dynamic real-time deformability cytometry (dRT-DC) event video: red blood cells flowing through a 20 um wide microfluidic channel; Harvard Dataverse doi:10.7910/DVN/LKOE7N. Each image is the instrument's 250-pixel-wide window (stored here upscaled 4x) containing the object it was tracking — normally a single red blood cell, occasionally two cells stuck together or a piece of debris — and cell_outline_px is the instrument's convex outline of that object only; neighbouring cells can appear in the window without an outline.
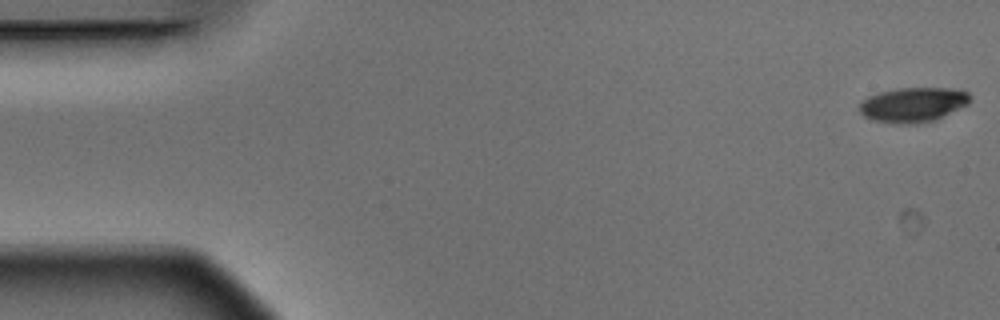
{"species": "Egyptian fruit bat (a non-hibernating species)", "species_latin": "Rousettus aegyptiacus", "temperature_condition": "warm", "stored_images_in_passage": 6, "camera_frame_rate_fps": 3000, "um_per_image_px": 0.085, "animal": {"sex": "male"}, "frame": {"image": 1, "passage_image": 1, "time_ms": 0.0, "image_size_px": [1000, 320], "cell_outline_px": [[972, 100], [968, 104], [936, 120], [920, 124], [892, 124], [872, 120], [864, 116], [860, 112], [860, 104], [868, 96], [880, 92], [896, 88], [956, 88], [968, 92], [972, 96]], "centroid_in_image_um": [77.65, 8.91], "position_along_channel_um": 7.4, "area_um2": 22.77}}
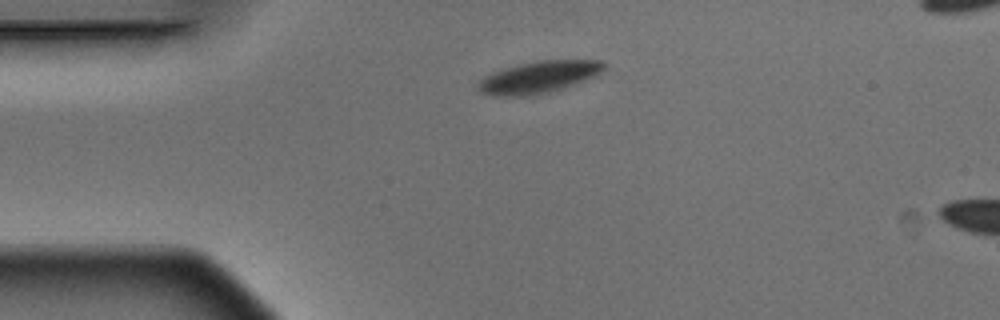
{"frame": {"image": 2, "passage_image": 6, "time_ms": 1.667, "image_size_px": [1000, 320], "cell_outline_px": [[608, 64], [604, 72], [596, 76], [560, 88], [544, 92], [520, 96], [496, 96], [484, 92], [476, 88], [476, 84], [484, 76], [492, 72], [504, 68], [536, 60], [604, 60]], "centroid_in_image_um": [45.83, 6.52], "position_along_channel_um": 39.2, "area_um2": 23.24}}